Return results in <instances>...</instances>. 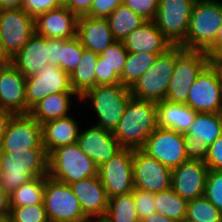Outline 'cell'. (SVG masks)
I'll use <instances>...</instances> for the list:
<instances>
[{
	"label": "cell",
	"mask_w": 222,
	"mask_h": 222,
	"mask_svg": "<svg viewBox=\"0 0 222 222\" xmlns=\"http://www.w3.org/2000/svg\"><path fill=\"white\" fill-rule=\"evenodd\" d=\"M46 149L0 151V188L9 195L35 177L48 175Z\"/></svg>",
	"instance_id": "cell-1"
},
{
	"label": "cell",
	"mask_w": 222,
	"mask_h": 222,
	"mask_svg": "<svg viewBox=\"0 0 222 222\" xmlns=\"http://www.w3.org/2000/svg\"><path fill=\"white\" fill-rule=\"evenodd\" d=\"M156 128V102L132 97L113 134L123 148L141 149Z\"/></svg>",
	"instance_id": "cell-2"
},
{
	"label": "cell",
	"mask_w": 222,
	"mask_h": 222,
	"mask_svg": "<svg viewBox=\"0 0 222 222\" xmlns=\"http://www.w3.org/2000/svg\"><path fill=\"white\" fill-rule=\"evenodd\" d=\"M221 25L222 2L196 0L192 8L187 36L179 45L186 50L206 51L214 43Z\"/></svg>",
	"instance_id": "cell-3"
},
{
	"label": "cell",
	"mask_w": 222,
	"mask_h": 222,
	"mask_svg": "<svg viewBox=\"0 0 222 222\" xmlns=\"http://www.w3.org/2000/svg\"><path fill=\"white\" fill-rule=\"evenodd\" d=\"M132 98L130 90L121 84L98 85L87 90L80 102L90 99L99 120L95 125L113 132Z\"/></svg>",
	"instance_id": "cell-4"
},
{
	"label": "cell",
	"mask_w": 222,
	"mask_h": 222,
	"mask_svg": "<svg viewBox=\"0 0 222 222\" xmlns=\"http://www.w3.org/2000/svg\"><path fill=\"white\" fill-rule=\"evenodd\" d=\"M48 176L71 184L88 177L98 176V167L76 143L55 148L48 154Z\"/></svg>",
	"instance_id": "cell-5"
},
{
	"label": "cell",
	"mask_w": 222,
	"mask_h": 222,
	"mask_svg": "<svg viewBox=\"0 0 222 222\" xmlns=\"http://www.w3.org/2000/svg\"><path fill=\"white\" fill-rule=\"evenodd\" d=\"M209 63L210 58L205 51L186 50L181 45H176V64L165 100L186 104L191 85Z\"/></svg>",
	"instance_id": "cell-6"
},
{
	"label": "cell",
	"mask_w": 222,
	"mask_h": 222,
	"mask_svg": "<svg viewBox=\"0 0 222 222\" xmlns=\"http://www.w3.org/2000/svg\"><path fill=\"white\" fill-rule=\"evenodd\" d=\"M176 64V45L158 55L154 65L129 89L133 98L152 102L165 99Z\"/></svg>",
	"instance_id": "cell-7"
},
{
	"label": "cell",
	"mask_w": 222,
	"mask_h": 222,
	"mask_svg": "<svg viewBox=\"0 0 222 222\" xmlns=\"http://www.w3.org/2000/svg\"><path fill=\"white\" fill-rule=\"evenodd\" d=\"M43 205L49 222H90L69 184L45 176Z\"/></svg>",
	"instance_id": "cell-8"
},
{
	"label": "cell",
	"mask_w": 222,
	"mask_h": 222,
	"mask_svg": "<svg viewBox=\"0 0 222 222\" xmlns=\"http://www.w3.org/2000/svg\"><path fill=\"white\" fill-rule=\"evenodd\" d=\"M35 33V18L23 9L0 10L1 54L12 59Z\"/></svg>",
	"instance_id": "cell-9"
},
{
	"label": "cell",
	"mask_w": 222,
	"mask_h": 222,
	"mask_svg": "<svg viewBox=\"0 0 222 222\" xmlns=\"http://www.w3.org/2000/svg\"><path fill=\"white\" fill-rule=\"evenodd\" d=\"M186 105L198 113L222 112V72L211 63L191 85Z\"/></svg>",
	"instance_id": "cell-10"
},
{
	"label": "cell",
	"mask_w": 222,
	"mask_h": 222,
	"mask_svg": "<svg viewBox=\"0 0 222 222\" xmlns=\"http://www.w3.org/2000/svg\"><path fill=\"white\" fill-rule=\"evenodd\" d=\"M222 135L221 113H197L190 129L184 134L188 160L204 162L208 146Z\"/></svg>",
	"instance_id": "cell-11"
},
{
	"label": "cell",
	"mask_w": 222,
	"mask_h": 222,
	"mask_svg": "<svg viewBox=\"0 0 222 222\" xmlns=\"http://www.w3.org/2000/svg\"><path fill=\"white\" fill-rule=\"evenodd\" d=\"M195 1L159 0L154 22L172 45H179L186 38Z\"/></svg>",
	"instance_id": "cell-12"
},
{
	"label": "cell",
	"mask_w": 222,
	"mask_h": 222,
	"mask_svg": "<svg viewBox=\"0 0 222 222\" xmlns=\"http://www.w3.org/2000/svg\"><path fill=\"white\" fill-rule=\"evenodd\" d=\"M98 176L108 198L133 191V149L122 148L110 160L98 167Z\"/></svg>",
	"instance_id": "cell-13"
},
{
	"label": "cell",
	"mask_w": 222,
	"mask_h": 222,
	"mask_svg": "<svg viewBox=\"0 0 222 222\" xmlns=\"http://www.w3.org/2000/svg\"><path fill=\"white\" fill-rule=\"evenodd\" d=\"M45 149L42 144V126L30 114L12 115L5 127L1 152Z\"/></svg>",
	"instance_id": "cell-14"
},
{
	"label": "cell",
	"mask_w": 222,
	"mask_h": 222,
	"mask_svg": "<svg viewBox=\"0 0 222 222\" xmlns=\"http://www.w3.org/2000/svg\"><path fill=\"white\" fill-rule=\"evenodd\" d=\"M141 149L171 170L188 161L184 134L174 130L157 127Z\"/></svg>",
	"instance_id": "cell-15"
},
{
	"label": "cell",
	"mask_w": 222,
	"mask_h": 222,
	"mask_svg": "<svg viewBox=\"0 0 222 222\" xmlns=\"http://www.w3.org/2000/svg\"><path fill=\"white\" fill-rule=\"evenodd\" d=\"M59 92L75 93L70 75L56 65L42 66L37 74L26 77V111L29 113L40 100Z\"/></svg>",
	"instance_id": "cell-16"
},
{
	"label": "cell",
	"mask_w": 222,
	"mask_h": 222,
	"mask_svg": "<svg viewBox=\"0 0 222 222\" xmlns=\"http://www.w3.org/2000/svg\"><path fill=\"white\" fill-rule=\"evenodd\" d=\"M133 179L135 188L158 193L171 188V169L142 149H133Z\"/></svg>",
	"instance_id": "cell-17"
},
{
	"label": "cell",
	"mask_w": 222,
	"mask_h": 222,
	"mask_svg": "<svg viewBox=\"0 0 222 222\" xmlns=\"http://www.w3.org/2000/svg\"><path fill=\"white\" fill-rule=\"evenodd\" d=\"M208 170L202 161L183 162L171 170V188L186 201L204 196Z\"/></svg>",
	"instance_id": "cell-18"
},
{
	"label": "cell",
	"mask_w": 222,
	"mask_h": 222,
	"mask_svg": "<svg viewBox=\"0 0 222 222\" xmlns=\"http://www.w3.org/2000/svg\"><path fill=\"white\" fill-rule=\"evenodd\" d=\"M70 187L80 202L84 216L90 222H101L106 215L109 198L99 176L76 181Z\"/></svg>",
	"instance_id": "cell-19"
},
{
	"label": "cell",
	"mask_w": 222,
	"mask_h": 222,
	"mask_svg": "<svg viewBox=\"0 0 222 222\" xmlns=\"http://www.w3.org/2000/svg\"><path fill=\"white\" fill-rule=\"evenodd\" d=\"M77 144L97 167L110 160L123 148L113 132L96 125L80 131Z\"/></svg>",
	"instance_id": "cell-20"
},
{
	"label": "cell",
	"mask_w": 222,
	"mask_h": 222,
	"mask_svg": "<svg viewBox=\"0 0 222 222\" xmlns=\"http://www.w3.org/2000/svg\"><path fill=\"white\" fill-rule=\"evenodd\" d=\"M78 18L62 5L35 18V33L46 38L73 39L77 36Z\"/></svg>",
	"instance_id": "cell-21"
},
{
	"label": "cell",
	"mask_w": 222,
	"mask_h": 222,
	"mask_svg": "<svg viewBox=\"0 0 222 222\" xmlns=\"http://www.w3.org/2000/svg\"><path fill=\"white\" fill-rule=\"evenodd\" d=\"M0 107L12 115L26 111V76L11 63L0 74Z\"/></svg>",
	"instance_id": "cell-22"
},
{
	"label": "cell",
	"mask_w": 222,
	"mask_h": 222,
	"mask_svg": "<svg viewBox=\"0 0 222 222\" xmlns=\"http://www.w3.org/2000/svg\"><path fill=\"white\" fill-rule=\"evenodd\" d=\"M123 43L128 52L161 54L172 46L162 34L154 20H146L139 28L133 30Z\"/></svg>",
	"instance_id": "cell-23"
},
{
	"label": "cell",
	"mask_w": 222,
	"mask_h": 222,
	"mask_svg": "<svg viewBox=\"0 0 222 222\" xmlns=\"http://www.w3.org/2000/svg\"><path fill=\"white\" fill-rule=\"evenodd\" d=\"M85 49L100 54L114 39L106 18L80 16L77 22V36Z\"/></svg>",
	"instance_id": "cell-24"
},
{
	"label": "cell",
	"mask_w": 222,
	"mask_h": 222,
	"mask_svg": "<svg viewBox=\"0 0 222 222\" xmlns=\"http://www.w3.org/2000/svg\"><path fill=\"white\" fill-rule=\"evenodd\" d=\"M10 63L26 77L37 74L42 66L49 64L47 38L34 33Z\"/></svg>",
	"instance_id": "cell-25"
},
{
	"label": "cell",
	"mask_w": 222,
	"mask_h": 222,
	"mask_svg": "<svg viewBox=\"0 0 222 222\" xmlns=\"http://www.w3.org/2000/svg\"><path fill=\"white\" fill-rule=\"evenodd\" d=\"M198 112L186 104L163 100L156 102L157 127L186 134Z\"/></svg>",
	"instance_id": "cell-26"
},
{
	"label": "cell",
	"mask_w": 222,
	"mask_h": 222,
	"mask_svg": "<svg viewBox=\"0 0 222 222\" xmlns=\"http://www.w3.org/2000/svg\"><path fill=\"white\" fill-rule=\"evenodd\" d=\"M41 126L42 144L48 154L57 147L76 143L80 133L77 121L70 115L48 121Z\"/></svg>",
	"instance_id": "cell-27"
},
{
	"label": "cell",
	"mask_w": 222,
	"mask_h": 222,
	"mask_svg": "<svg viewBox=\"0 0 222 222\" xmlns=\"http://www.w3.org/2000/svg\"><path fill=\"white\" fill-rule=\"evenodd\" d=\"M72 96L80 97L76 93L59 92L51 94L40 100L33 106L29 114L40 124H44L51 120L65 118L69 116Z\"/></svg>",
	"instance_id": "cell-28"
},
{
	"label": "cell",
	"mask_w": 222,
	"mask_h": 222,
	"mask_svg": "<svg viewBox=\"0 0 222 222\" xmlns=\"http://www.w3.org/2000/svg\"><path fill=\"white\" fill-rule=\"evenodd\" d=\"M99 54L83 48L81 60L70 74L73 91L81 97L87 90L96 86L95 70Z\"/></svg>",
	"instance_id": "cell-29"
},
{
	"label": "cell",
	"mask_w": 222,
	"mask_h": 222,
	"mask_svg": "<svg viewBox=\"0 0 222 222\" xmlns=\"http://www.w3.org/2000/svg\"><path fill=\"white\" fill-rule=\"evenodd\" d=\"M106 19L116 41H123L146 21L123 4L119 5Z\"/></svg>",
	"instance_id": "cell-30"
},
{
	"label": "cell",
	"mask_w": 222,
	"mask_h": 222,
	"mask_svg": "<svg viewBox=\"0 0 222 222\" xmlns=\"http://www.w3.org/2000/svg\"><path fill=\"white\" fill-rule=\"evenodd\" d=\"M159 54L128 52L120 75V84L130 89L134 83L155 63Z\"/></svg>",
	"instance_id": "cell-31"
},
{
	"label": "cell",
	"mask_w": 222,
	"mask_h": 222,
	"mask_svg": "<svg viewBox=\"0 0 222 222\" xmlns=\"http://www.w3.org/2000/svg\"><path fill=\"white\" fill-rule=\"evenodd\" d=\"M101 222H140L133 192L109 198L107 212Z\"/></svg>",
	"instance_id": "cell-32"
},
{
	"label": "cell",
	"mask_w": 222,
	"mask_h": 222,
	"mask_svg": "<svg viewBox=\"0 0 222 222\" xmlns=\"http://www.w3.org/2000/svg\"><path fill=\"white\" fill-rule=\"evenodd\" d=\"M188 201L181 198L172 188L155 193L156 212L175 222L186 219Z\"/></svg>",
	"instance_id": "cell-33"
},
{
	"label": "cell",
	"mask_w": 222,
	"mask_h": 222,
	"mask_svg": "<svg viewBox=\"0 0 222 222\" xmlns=\"http://www.w3.org/2000/svg\"><path fill=\"white\" fill-rule=\"evenodd\" d=\"M44 188L45 176L35 177L22 184L9 195L10 207L43 204Z\"/></svg>",
	"instance_id": "cell-34"
},
{
	"label": "cell",
	"mask_w": 222,
	"mask_h": 222,
	"mask_svg": "<svg viewBox=\"0 0 222 222\" xmlns=\"http://www.w3.org/2000/svg\"><path fill=\"white\" fill-rule=\"evenodd\" d=\"M186 220L191 222H222V212L204 196L188 201Z\"/></svg>",
	"instance_id": "cell-35"
},
{
	"label": "cell",
	"mask_w": 222,
	"mask_h": 222,
	"mask_svg": "<svg viewBox=\"0 0 222 222\" xmlns=\"http://www.w3.org/2000/svg\"><path fill=\"white\" fill-rule=\"evenodd\" d=\"M83 48L77 37L67 40L60 48V68L72 74L81 60Z\"/></svg>",
	"instance_id": "cell-36"
},
{
	"label": "cell",
	"mask_w": 222,
	"mask_h": 222,
	"mask_svg": "<svg viewBox=\"0 0 222 222\" xmlns=\"http://www.w3.org/2000/svg\"><path fill=\"white\" fill-rule=\"evenodd\" d=\"M11 222H49L43 204L11 207Z\"/></svg>",
	"instance_id": "cell-37"
},
{
	"label": "cell",
	"mask_w": 222,
	"mask_h": 222,
	"mask_svg": "<svg viewBox=\"0 0 222 222\" xmlns=\"http://www.w3.org/2000/svg\"><path fill=\"white\" fill-rule=\"evenodd\" d=\"M127 54L128 51L123 41H116L101 52L99 56L120 76L126 63Z\"/></svg>",
	"instance_id": "cell-38"
},
{
	"label": "cell",
	"mask_w": 222,
	"mask_h": 222,
	"mask_svg": "<svg viewBox=\"0 0 222 222\" xmlns=\"http://www.w3.org/2000/svg\"><path fill=\"white\" fill-rule=\"evenodd\" d=\"M204 197L222 212V171L208 170Z\"/></svg>",
	"instance_id": "cell-39"
},
{
	"label": "cell",
	"mask_w": 222,
	"mask_h": 222,
	"mask_svg": "<svg viewBox=\"0 0 222 222\" xmlns=\"http://www.w3.org/2000/svg\"><path fill=\"white\" fill-rule=\"evenodd\" d=\"M132 192L137 208V216L140 222L151 214L156 213L155 193L137 188H134Z\"/></svg>",
	"instance_id": "cell-40"
},
{
	"label": "cell",
	"mask_w": 222,
	"mask_h": 222,
	"mask_svg": "<svg viewBox=\"0 0 222 222\" xmlns=\"http://www.w3.org/2000/svg\"><path fill=\"white\" fill-rule=\"evenodd\" d=\"M122 4L145 20H154L158 11L159 0H123Z\"/></svg>",
	"instance_id": "cell-41"
},
{
	"label": "cell",
	"mask_w": 222,
	"mask_h": 222,
	"mask_svg": "<svg viewBox=\"0 0 222 222\" xmlns=\"http://www.w3.org/2000/svg\"><path fill=\"white\" fill-rule=\"evenodd\" d=\"M60 0H22V9L30 16L38 15L62 6Z\"/></svg>",
	"instance_id": "cell-42"
},
{
	"label": "cell",
	"mask_w": 222,
	"mask_h": 222,
	"mask_svg": "<svg viewBox=\"0 0 222 222\" xmlns=\"http://www.w3.org/2000/svg\"><path fill=\"white\" fill-rule=\"evenodd\" d=\"M95 80L96 86L120 84V76L113 71L100 56L96 63Z\"/></svg>",
	"instance_id": "cell-43"
},
{
	"label": "cell",
	"mask_w": 222,
	"mask_h": 222,
	"mask_svg": "<svg viewBox=\"0 0 222 222\" xmlns=\"http://www.w3.org/2000/svg\"><path fill=\"white\" fill-rule=\"evenodd\" d=\"M123 0H93L87 16L94 18H107Z\"/></svg>",
	"instance_id": "cell-44"
},
{
	"label": "cell",
	"mask_w": 222,
	"mask_h": 222,
	"mask_svg": "<svg viewBox=\"0 0 222 222\" xmlns=\"http://www.w3.org/2000/svg\"><path fill=\"white\" fill-rule=\"evenodd\" d=\"M204 163L209 170L222 171V135L208 146V152Z\"/></svg>",
	"instance_id": "cell-45"
},
{
	"label": "cell",
	"mask_w": 222,
	"mask_h": 222,
	"mask_svg": "<svg viewBox=\"0 0 222 222\" xmlns=\"http://www.w3.org/2000/svg\"><path fill=\"white\" fill-rule=\"evenodd\" d=\"M93 0H64L62 2L69 11L80 16H86L91 9Z\"/></svg>",
	"instance_id": "cell-46"
},
{
	"label": "cell",
	"mask_w": 222,
	"mask_h": 222,
	"mask_svg": "<svg viewBox=\"0 0 222 222\" xmlns=\"http://www.w3.org/2000/svg\"><path fill=\"white\" fill-rule=\"evenodd\" d=\"M66 41L58 38H47L49 64L60 67V48Z\"/></svg>",
	"instance_id": "cell-47"
},
{
	"label": "cell",
	"mask_w": 222,
	"mask_h": 222,
	"mask_svg": "<svg viewBox=\"0 0 222 222\" xmlns=\"http://www.w3.org/2000/svg\"><path fill=\"white\" fill-rule=\"evenodd\" d=\"M9 194L0 188V217H6L10 214Z\"/></svg>",
	"instance_id": "cell-48"
},
{
	"label": "cell",
	"mask_w": 222,
	"mask_h": 222,
	"mask_svg": "<svg viewBox=\"0 0 222 222\" xmlns=\"http://www.w3.org/2000/svg\"><path fill=\"white\" fill-rule=\"evenodd\" d=\"M221 47H222V25L220 26L217 32L214 43L205 51V53L210 58Z\"/></svg>",
	"instance_id": "cell-49"
},
{
	"label": "cell",
	"mask_w": 222,
	"mask_h": 222,
	"mask_svg": "<svg viewBox=\"0 0 222 222\" xmlns=\"http://www.w3.org/2000/svg\"><path fill=\"white\" fill-rule=\"evenodd\" d=\"M11 116L12 114L9 111L0 107V146L4 136L6 124Z\"/></svg>",
	"instance_id": "cell-50"
},
{
	"label": "cell",
	"mask_w": 222,
	"mask_h": 222,
	"mask_svg": "<svg viewBox=\"0 0 222 222\" xmlns=\"http://www.w3.org/2000/svg\"><path fill=\"white\" fill-rule=\"evenodd\" d=\"M22 9V0H0V10Z\"/></svg>",
	"instance_id": "cell-51"
},
{
	"label": "cell",
	"mask_w": 222,
	"mask_h": 222,
	"mask_svg": "<svg viewBox=\"0 0 222 222\" xmlns=\"http://www.w3.org/2000/svg\"><path fill=\"white\" fill-rule=\"evenodd\" d=\"M210 63L222 72V47L210 57Z\"/></svg>",
	"instance_id": "cell-52"
},
{
	"label": "cell",
	"mask_w": 222,
	"mask_h": 222,
	"mask_svg": "<svg viewBox=\"0 0 222 222\" xmlns=\"http://www.w3.org/2000/svg\"><path fill=\"white\" fill-rule=\"evenodd\" d=\"M141 222H175L173 219L160 215L159 213H153Z\"/></svg>",
	"instance_id": "cell-53"
},
{
	"label": "cell",
	"mask_w": 222,
	"mask_h": 222,
	"mask_svg": "<svg viewBox=\"0 0 222 222\" xmlns=\"http://www.w3.org/2000/svg\"><path fill=\"white\" fill-rule=\"evenodd\" d=\"M10 63V59L2 54H0V74Z\"/></svg>",
	"instance_id": "cell-54"
},
{
	"label": "cell",
	"mask_w": 222,
	"mask_h": 222,
	"mask_svg": "<svg viewBox=\"0 0 222 222\" xmlns=\"http://www.w3.org/2000/svg\"><path fill=\"white\" fill-rule=\"evenodd\" d=\"M0 222H11V219L9 216L6 217H0Z\"/></svg>",
	"instance_id": "cell-55"
},
{
	"label": "cell",
	"mask_w": 222,
	"mask_h": 222,
	"mask_svg": "<svg viewBox=\"0 0 222 222\" xmlns=\"http://www.w3.org/2000/svg\"><path fill=\"white\" fill-rule=\"evenodd\" d=\"M181 222H191V221H188V220L184 219V220H182Z\"/></svg>",
	"instance_id": "cell-56"
}]
</instances>
